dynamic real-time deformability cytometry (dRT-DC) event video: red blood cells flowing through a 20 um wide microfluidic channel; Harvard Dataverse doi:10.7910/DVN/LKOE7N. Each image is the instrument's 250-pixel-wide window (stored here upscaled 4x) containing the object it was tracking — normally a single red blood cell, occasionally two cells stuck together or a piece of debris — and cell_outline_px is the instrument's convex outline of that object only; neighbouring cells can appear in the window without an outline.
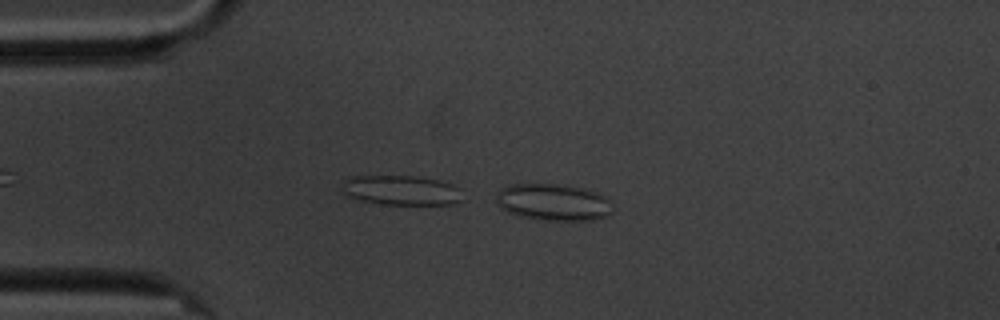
{"species": "common noctule bat (a hibernating species)", "species_latin": "Nyctalus noctula", "temperature_condition": "cold", "stored_images_in_passage": 40, "camera_frame_rate_fps": 3000, "um_per_image_px": 0.085, "animal": {"sex": "male", "body_mass_g": 20.1, "forearm_length_mm": 53.5}, "frame": {"image": 1, "passage_image": 1, "time_ms": 0.0, "image_size_px": [1000, 320], "cell_outline_px": [[612, 212], [608, 216], [592, 220], [548, 220], [520, 216], [508, 212], [500, 208], [496, 204], [496, 196], [500, 188], [512, 184], [556, 184], [584, 188], [596, 192], [612, 200]], "centroid_in_image_um": [47.04, 17.18], "position_along_channel_um": 38.0, "area_um2": 25.14}}
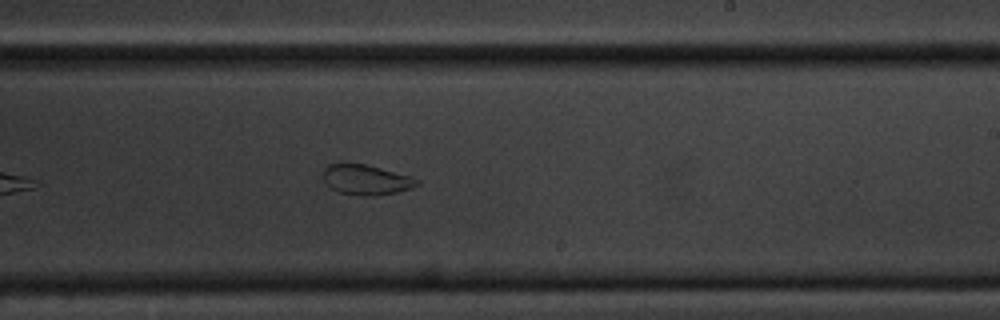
{"frame": {"image": 2, "passage_image": 23, "time_ms": 7.333, "image_size_px": [1000, 320], "cell_outline_px": [[420, 184], [412, 188], [396, 192], [376, 196], [364, 196], [340, 192], [328, 188], [324, 184], [324, 168], [328, 164], [344, 160], [368, 164], [408, 176], [420, 180]], "centroid_in_image_um": [31.05, 15.24], "position_along_channel_um": 257.9, "area_um2": 17.05}}
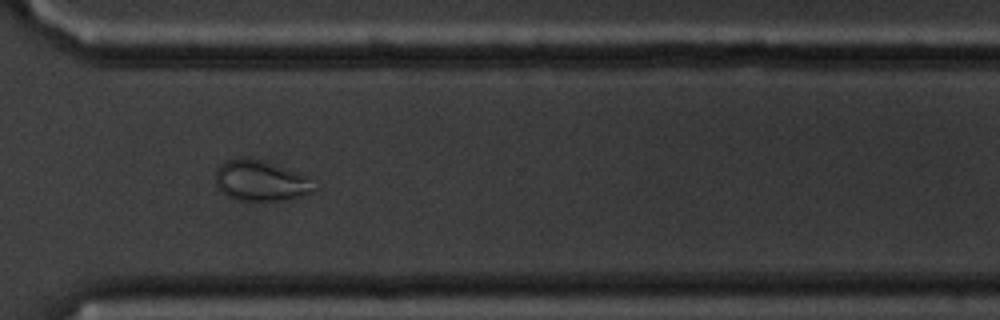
{"frame": {"image": 3, "passage_image": 31, "time_ms": 10.0, "image_size_px": [1000, 320], "cell_outline_px": [[320, 188], [312, 192], [300, 196], [280, 200], [240, 200], [228, 196], [216, 184], [216, 168], [224, 160], [256, 160], [300, 172], [312, 176], [320, 184]], "centroid_in_image_um": [22.29, 15.39], "position_along_channel_um": 348.3, "area_um2": 23.12}, "authors_computed_cell_mechanics": {"area_um2": 18.6694, "velocity_mm_per_s": 3.4023, "shape_relaxation_time_tau1_ms": null, "shape_relaxation_time_tau2_ms": 1.4958, "deformation_change_tau1": null, "deformation_change_tau2": 0.0539}}